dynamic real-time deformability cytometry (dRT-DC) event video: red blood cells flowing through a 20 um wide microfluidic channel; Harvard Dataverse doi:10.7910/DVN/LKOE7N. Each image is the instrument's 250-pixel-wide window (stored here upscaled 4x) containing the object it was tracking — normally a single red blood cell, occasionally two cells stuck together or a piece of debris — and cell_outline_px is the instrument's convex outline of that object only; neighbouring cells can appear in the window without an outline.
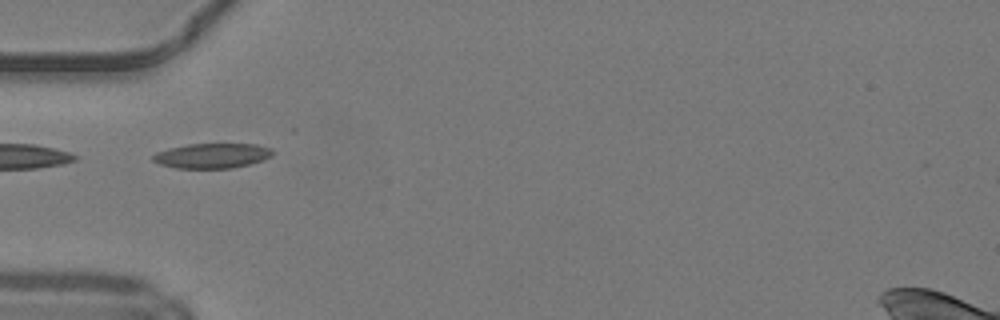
{"species": "common noctule bat (a hibernating species)", "species_latin": "Nyctalus noctula", "temperature_condition": "warm", "stored_images_in_passage": 30, "camera_frame_rate_fps": 3000, "um_per_image_px": 0.085, "animal": {"sex": "male", "body_mass_g": 19.2, "forearm_length_mm": 51.8}, "frame": {"image": 1, "passage_image": 1, "time_ms": 0.0, "image_size_px": [1000, 320], "cell_outline_px": [[276, 152], [272, 156], [264, 160], [232, 168], [176, 168], [160, 164], [152, 160], [152, 156], [156, 152], [168, 148], [188, 144], [256, 144], [272, 148]], "centroid_in_image_um": [18.06, 13.23], "position_along_channel_um": 66.9, "area_um2": 17.51}}